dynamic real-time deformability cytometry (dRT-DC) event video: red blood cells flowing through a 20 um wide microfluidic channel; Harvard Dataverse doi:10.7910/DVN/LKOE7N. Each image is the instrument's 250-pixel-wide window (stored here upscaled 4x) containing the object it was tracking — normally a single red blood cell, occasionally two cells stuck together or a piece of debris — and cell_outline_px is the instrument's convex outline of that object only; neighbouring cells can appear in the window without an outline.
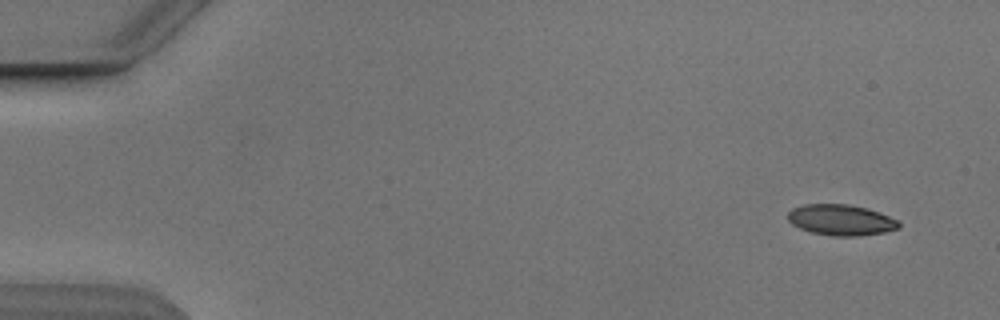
{"species": "Egyptian fruit bat (a non-hibernating species)", "species_latin": "Rousettus aegyptiacus", "temperature_condition": "cold", "stored_images_in_passage": 4, "camera_frame_rate_fps": 3000, "um_per_image_px": 0.085, "animal": {"sex": "male"}, "frame": {"image": 1, "passage_image": 1, "time_ms": 0.0, "image_size_px": [1000, 320], "cell_outline_px": [[900, 228], [884, 232], [856, 236], [832, 236], [812, 232], [800, 228], [792, 224], [788, 220], [788, 212], [792, 208], [804, 204], [848, 204], [868, 208], [880, 212], [896, 220], [900, 224]], "centroid_in_image_um": [71.47, 18.69], "position_along_channel_um": 13.5, "area_um2": 19.94}}